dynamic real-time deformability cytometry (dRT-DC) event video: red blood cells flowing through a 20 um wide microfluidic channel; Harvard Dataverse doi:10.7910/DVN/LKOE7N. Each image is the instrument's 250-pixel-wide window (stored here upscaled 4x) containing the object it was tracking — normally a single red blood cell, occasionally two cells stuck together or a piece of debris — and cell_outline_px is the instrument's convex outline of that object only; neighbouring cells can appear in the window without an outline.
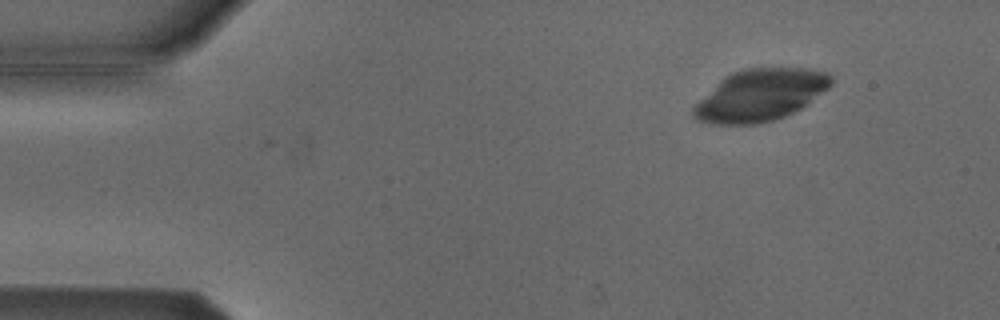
{"species": "Egyptian fruit bat (a non-hibernating species)", "species_latin": "Rousettus aegyptiacus", "temperature_condition": "cold", "stored_images_in_passage": 3, "camera_frame_rate_fps": 3000, "um_per_image_px": 0.085, "animal": {"sex": "male"}, "frame": {"image": 1, "passage_image": 1, "time_ms": 0.0, "image_size_px": [1000, 320], "cell_outline_px": [[832, 84], [828, 88], [800, 108], [784, 116], [772, 120], [756, 124], [712, 124], [696, 120], [692, 116], [692, 108], [724, 76], [732, 72], [744, 68], [808, 68], [828, 72], [832, 76]], "centroid_in_image_um": [64.61, 8.08], "position_along_channel_um": 20.4, "area_um2": 41.21}}